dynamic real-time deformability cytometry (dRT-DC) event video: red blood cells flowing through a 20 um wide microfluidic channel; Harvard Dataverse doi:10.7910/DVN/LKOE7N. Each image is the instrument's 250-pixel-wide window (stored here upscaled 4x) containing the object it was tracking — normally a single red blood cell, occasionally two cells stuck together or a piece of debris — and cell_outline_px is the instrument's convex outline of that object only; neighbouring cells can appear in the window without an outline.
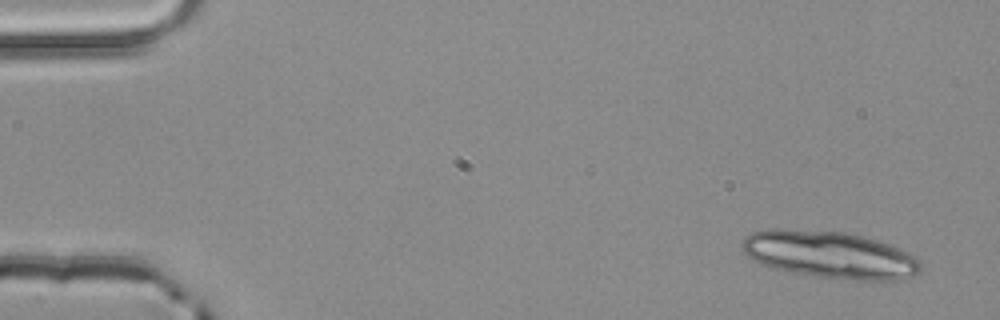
{"species": "common noctule bat (a hibernating species)", "species_latin": "Nyctalus noctula", "temperature_condition": "room temperature", "stored_images_in_passage": 4, "camera_frame_rate_fps": 3000, "um_per_image_px": 0.085, "animal": {"sex": "male", "body_mass_g": 20.4}, "frame": {"image": 1, "passage_image": 1, "time_ms": 0.0, "image_size_px": [1000, 320], "cell_outline_px": [[920, 272], [908, 280], [848, 280], [816, 276], [792, 272], [772, 268], [752, 260], [744, 252], [740, 244], [744, 236], [752, 232], [768, 228], [776, 228], [844, 232], [864, 236], [900, 248], [916, 256], [920, 260]], "centroid_in_image_um": [70.54, 21.65], "position_along_channel_um": 14.5, "area_um2": 49.65}}